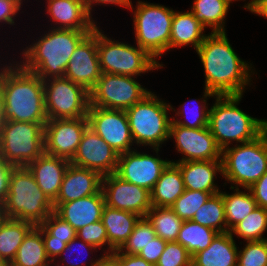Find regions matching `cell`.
Here are the masks:
<instances>
[{"label":"cell","instance_id":"obj_17","mask_svg":"<svg viewBox=\"0 0 267 266\" xmlns=\"http://www.w3.org/2000/svg\"><path fill=\"white\" fill-rule=\"evenodd\" d=\"M171 160L131 150L120 154L115 174L122 180L151 191Z\"/></svg>","mask_w":267,"mask_h":266},{"label":"cell","instance_id":"obj_32","mask_svg":"<svg viewBox=\"0 0 267 266\" xmlns=\"http://www.w3.org/2000/svg\"><path fill=\"white\" fill-rule=\"evenodd\" d=\"M230 189L234 193L229 194L221 191L225 205L227 232H230L235 225L245 219L258 206L249 188H245L247 192L240 191L239 188L235 187H230Z\"/></svg>","mask_w":267,"mask_h":266},{"label":"cell","instance_id":"obj_21","mask_svg":"<svg viewBox=\"0 0 267 266\" xmlns=\"http://www.w3.org/2000/svg\"><path fill=\"white\" fill-rule=\"evenodd\" d=\"M54 212L76 231L101 220L105 207L102 190L99 193L65 203H53Z\"/></svg>","mask_w":267,"mask_h":266},{"label":"cell","instance_id":"obj_31","mask_svg":"<svg viewBox=\"0 0 267 266\" xmlns=\"http://www.w3.org/2000/svg\"><path fill=\"white\" fill-rule=\"evenodd\" d=\"M191 12L205 28H212V33L225 32V20L230 8L228 0H194Z\"/></svg>","mask_w":267,"mask_h":266},{"label":"cell","instance_id":"obj_22","mask_svg":"<svg viewBox=\"0 0 267 266\" xmlns=\"http://www.w3.org/2000/svg\"><path fill=\"white\" fill-rule=\"evenodd\" d=\"M103 176L94 170L69 164L54 203H65L99 193Z\"/></svg>","mask_w":267,"mask_h":266},{"label":"cell","instance_id":"obj_36","mask_svg":"<svg viewBox=\"0 0 267 266\" xmlns=\"http://www.w3.org/2000/svg\"><path fill=\"white\" fill-rule=\"evenodd\" d=\"M267 230V209L257 206L245 219L235 225L230 233L246 242L267 240L264 233Z\"/></svg>","mask_w":267,"mask_h":266},{"label":"cell","instance_id":"obj_41","mask_svg":"<svg viewBox=\"0 0 267 266\" xmlns=\"http://www.w3.org/2000/svg\"><path fill=\"white\" fill-rule=\"evenodd\" d=\"M237 256V266H267V240L245 242Z\"/></svg>","mask_w":267,"mask_h":266},{"label":"cell","instance_id":"obj_30","mask_svg":"<svg viewBox=\"0 0 267 266\" xmlns=\"http://www.w3.org/2000/svg\"><path fill=\"white\" fill-rule=\"evenodd\" d=\"M11 266H52L45 252L41 225L34 226L18 248Z\"/></svg>","mask_w":267,"mask_h":266},{"label":"cell","instance_id":"obj_5","mask_svg":"<svg viewBox=\"0 0 267 266\" xmlns=\"http://www.w3.org/2000/svg\"><path fill=\"white\" fill-rule=\"evenodd\" d=\"M54 211L53 203L41 191L27 167H14L1 214L5 218L40 225Z\"/></svg>","mask_w":267,"mask_h":266},{"label":"cell","instance_id":"obj_54","mask_svg":"<svg viewBox=\"0 0 267 266\" xmlns=\"http://www.w3.org/2000/svg\"><path fill=\"white\" fill-rule=\"evenodd\" d=\"M5 122H6V119L4 116V101H3V96L0 90V134H1V130Z\"/></svg>","mask_w":267,"mask_h":266},{"label":"cell","instance_id":"obj_46","mask_svg":"<svg viewBox=\"0 0 267 266\" xmlns=\"http://www.w3.org/2000/svg\"><path fill=\"white\" fill-rule=\"evenodd\" d=\"M22 8L14 0H0V23L15 25V15ZM5 22V23H4Z\"/></svg>","mask_w":267,"mask_h":266},{"label":"cell","instance_id":"obj_11","mask_svg":"<svg viewBox=\"0 0 267 266\" xmlns=\"http://www.w3.org/2000/svg\"><path fill=\"white\" fill-rule=\"evenodd\" d=\"M137 77L102 73L89 91V107L124 110L143 100L151 91Z\"/></svg>","mask_w":267,"mask_h":266},{"label":"cell","instance_id":"obj_25","mask_svg":"<svg viewBox=\"0 0 267 266\" xmlns=\"http://www.w3.org/2000/svg\"><path fill=\"white\" fill-rule=\"evenodd\" d=\"M235 243L230 232L218 233L210 246L192 256V266H237Z\"/></svg>","mask_w":267,"mask_h":266},{"label":"cell","instance_id":"obj_56","mask_svg":"<svg viewBox=\"0 0 267 266\" xmlns=\"http://www.w3.org/2000/svg\"><path fill=\"white\" fill-rule=\"evenodd\" d=\"M262 133L264 134L266 142H267V122L265 123V125L262 129Z\"/></svg>","mask_w":267,"mask_h":266},{"label":"cell","instance_id":"obj_45","mask_svg":"<svg viewBox=\"0 0 267 266\" xmlns=\"http://www.w3.org/2000/svg\"><path fill=\"white\" fill-rule=\"evenodd\" d=\"M167 241L156 237L148 245H146L137 255L142 257L145 261L156 265L161 254L164 252Z\"/></svg>","mask_w":267,"mask_h":266},{"label":"cell","instance_id":"obj_49","mask_svg":"<svg viewBox=\"0 0 267 266\" xmlns=\"http://www.w3.org/2000/svg\"><path fill=\"white\" fill-rule=\"evenodd\" d=\"M44 244L47 257L52 263L57 260L56 258L60 256L67 245V243L58 240H44Z\"/></svg>","mask_w":267,"mask_h":266},{"label":"cell","instance_id":"obj_10","mask_svg":"<svg viewBox=\"0 0 267 266\" xmlns=\"http://www.w3.org/2000/svg\"><path fill=\"white\" fill-rule=\"evenodd\" d=\"M45 123L6 120L0 134V158L14 167H26L45 152Z\"/></svg>","mask_w":267,"mask_h":266},{"label":"cell","instance_id":"obj_35","mask_svg":"<svg viewBox=\"0 0 267 266\" xmlns=\"http://www.w3.org/2000/svg\"><path fill=\"white\" fill-rule=\"evenodd\" d=\"M192 221L219 233L227 232L222 193L211 195L206 203L194 214Z\"/></svg>","mask_w":267,"mask_h":266},{"label":"cell","instance_id":"obj_9","mask_svg":"<svg viewBox=\"0 0 267 266\" xmlns=\"http://www.w3.org/2000/svg\"><path fill=\"white\" fill-rule=\"evenodd\" d=\"M97 52L102 73L136 77L164 66L138 45L108 38L98 26Z\"/></svg>","mask_w":267,"mask_h":266},{"label":"cell","instance_id":"obj_51","mask_svg":"<svg viewBox=\"0 0 267 266\" xmlns=\"http://www.w3.org/2000/svg\"><path fill=\"white\" fill-rule=\"evenodd\" d=\"M98 266H122V253L116 250L112 254H102Z\"/></svg>","mask_w":267,"mask_h":266},{"label":"cell","instance_id":"obj_52","mask_svg":"<svg viewBox=\"0 0 267 266\" xmlns=\"http://www.w3.org/2000/svg\"><path fill=\"white\" fill-rule=\"evenodd\" d=\"M122 266H155L139 255L122 254Z\"/></svg>","mask_w":267,"mask_h":266},{"label":"cell","instance_id":"obj_57","mask_svg":"<svg viewBox=\"0 0 267 266\" xmlns=\"http://www.w3.org/2000/svg\"><path fill=\"white\" fill-rule=\"evenodd\" d=\"M17 4H19L20 6H22V2L23 0H14Z\"/></svg>","mask_w":267,"mask_h":266},{"label":"cell","instance_id":"obj_15","mask_svg":"<svg viewBox=\"0 0 267 266\" xmlns=\"http://www.w3.org/2000/svg\"><path fill=\"white\" fill-rule=\"evenodd\" d=\"M88 127L87 117L48 120L44 126L45 153L71 161Z\"/></svg>","mask_w":267,"mask_h":266},{"label":"cell","instance_id":"obj_48","mask_svg":"<svg viewBox=\"0 0 267 266\" xmlns=\"http://www.w3.org/2000/svg\"><path fill=\"white\" fill-rule=\"evenodd\" d=\"M14 166L0 158V206L5 202L9 190V181Z\"/></svg>","mask_w":267,"mask_h":266},{"label":"cell","instance_id":"obj_2","mask_svg":"<svg viewBox=\"0 0 267 266\" xmlns=\"http://www.w3.org/2000/svg\"><path fill=\"white\" fill-rule=\"evenodd\" d=\"M0 90L6 120L29 123L48 121L44 82L38 75L25 70L18 61L0 68Z\"/></svg>","mask_w":267,"mask_h":266},{"label":"cell","instance_id":"obj_34","mask_svg":"<svg viewBox=\"0 0 267 266\" xmlns=\"http://www.w3.org/2000/svg\"><path fill=\"white\" fill-rule=\"evenodd\" d=\"M151 223L156 235L167 242L177 240L183 224L171 207H152L145 216Z\"/></svg>","mask_w":267,"mask_h":266},{"label":"cell","instance_id":"obj_13","mask_svg":"<svg viewBox=\"0 0 267 266\" xmlns=\"http://www.w3.org/2000/svg\"><path fill=\"white\" fill-rule=\"evenodd\" d=\"M87 120L89 128L119 155L134 149L132 148L134 140L126 111L89 107Z\"/></svg>","mask_w":267,"mask_h":266},{"label":"cell","instance_id":"obj_59","mask_svg":"<svg viewBox=\"0 0 267 266\" xmlns=\"http://www.w3.org/2000/svg\"><path fill=\"white\" fill-rule=\"evenodd\" d=\"M230 3H232L233 1H239V0H228ZM243 1H245V0H243Z\"/></svg>","mask_w":267,"mask_h":266},{"label":"cell","instance_id":"obj_14","mask_svg":"<svg viewBox=\"0 0 267 266\" xmlns=\"http://www.w3.org/2000/svg\"><path fill=\"white\" fill-rule=\"evenodd\" d=\"M173 138L177 152L183 154L174 162L222 160V149L216 143L209 127L187 128L171 121L169 139Z\"/></svg>","mask_w":267,"mask_h":266},{"label":"cell","instance_id":"obj_3","mask_svg":"<svg viewBox=\"0 0 267 266\" xmlns=\"http://www.w3.org/2000/svg\"><path fill=\"white\" fill-rule=\"evenodd\" d=\"M91 32L51 28L23 49L19 64L42 80L64 77L75 48Z\"/></svg>","mask_w":267,"mask_h":266},{"label":"cell","instance_id":"obj_58","mask_svg":"<svg viewBox=\"0 0 267 266\" xmlns=\"http://www.w3.org/2000/svg\"><path fill=\"white\" fill-rule=\"evenodd\" d=\"M0 266H11V264H10V263H6V262H4V263L1 264Z\"/></svg>","mask_w":267,"mask_h":266},{"label":"cell","instance_id":"obj_19","mask_svg":"<svg viewBox=\"0 0 267 266\" xmlns=\"http://www.w3.org/2000/svg\"><path fill=\"white\" fill-rule=\"evenodd\" d=\"M119 154L89 127L85 130L71 164L99 172H116Z\"/></svg>","mask_w":267,"mask_h":266},{"label":"cell","instance_id":"obj_40","mask_svg":"<svg viewBox=\"0 0 267 266\" xmlns=\"http://www.w3.org/2000/svg\"><path fill=\"white\" fill-rule=\"evenodd\" d=\"M211 194L203 191L185 189L184 193L172 205L175 214L183 221L192 220L197 210L206 203Z\"/></svg>","mask_w":267,"mask_h":266},{"label":"cell","instance_id":"obj_16","mask_svg":"<svg viewBox=\"0 0 267 266\" xmlns=\"http://www.w3.org/2000/svg\"><path fill=\"white\" fill-rule=\"evenodd\" d=\"M102 192L105 205L145 217L152 208L150 191L144 187L126 182L115 173L104 175Z\"/></svg>","mask_w":267,"mask_h":266},{"label":"cell","instance_id":"obj_50","mask_svg":"<svg viewBox=\"0 0 267 266\" xmlns=\"http://www.w3.org/2000/svg\"><path fill=\"white\" fill-rule=\"evenodd\" d=\"M85 3L91 17H92L91 15L92 8L94 4L96 5L111 4L116 6L118 5L119 7L128 8L129 10L132 9V11L134 10L131 0H86Z\"/></svg>","mask_w":267,"mask_h":266},{"label":"cell","instance_id":"obj_55","mask_svg":"<svg viewBox=\"0 0 267 266\" xmlns=\"http://www.w3.org/2000/svg\"><path fill=\"white\" fill-rule=\"evenodd\" d=\"M259 0H251L249 2H247V4H245L243 6L244 9L249 10L250 12H252V10L254 9L255 4L258 2Z\"/></svg>","mask_w":267,"mask_h":266},{"label":"cell","instance_id":"obj_42","mask_svg":"<svg viewBox=\"0 0 267 266\" xmlns=\"http://www.w3.org/2000/svg\"><path fill=\"white\" fill-rule=\"evenodd\" d=\"M77 237L97 249H103L101 251H104V254H112L115 251L108 243L107 231L101 220L79 229ZM104 245L107 246V252L102 248Z\"/></svg>","mask_w":267,"mask_h":266},{"label":"cell","instance_id":"obj_1","mask_svg":"<svg viewBox=\"0 0 267 266\" xmlns=\"http://www.w3.org/2000/svg\"><path fill=\"white\" fill-rule=\"evenodd\" d=\"M196 52L204 68L205 89L216 95H243L251 85L253 66L240 59L226 32H211Z\"/></svg>","mask_w":267,"mask_h":266},{"label":"cell","instance_id":"obj_18","mask_svg":"<svg viewBox=\"0 0 267 266\" xmlns=\"http://www.w3.org/2000/svg\"><path fill=\"white\" fill-rule=\"evenodd\" d=\"M102 74L97 52V27L75 48L64 77L90 91Z\"/></svg>","mask_w":267,"mask_h":266},{"label":"cell","instance_id":"obj_26","mask_svg":"<svg viewBox=\"0 0 267 266\" xmlns=\"http://www.w3.org/2000/svg\"><path fill=\"white\" fill-rule=\"evenodd\" d=\"M203 32H205V27L195 19L191 11H174L169 50L177 47L180 49L190 44L197 50L207 36Z\"/></svg>","mask_w":267,"mask_h":266},{"label":"cell","instance_id":"obj_44","mask_svg":"<svg viewBox=\"0 0 267 266\" xmlns=\"http://www.w3.org/2000/svg\"><path fill=\"white\" fill-rule=\"evenodd\" d=\"M75 245H77L76 246V248H78L77 250H81V251H84V252H86L88 255H89V252H87L86 250H90L91 252H92V250H94V252H95V250H97V248L95 247V246H93V245H91V244H88V243H85L83 240H80L77 236L71 241V242H69L67 245H66V247H65V249L63 250V252L60 254V256H59V260H60V263H61V265H64V266H98V264H99V261H100V258L101 257H99L98 259H94V258H92V260L89 262V264L87 263V262H81V263H75L74 261L72 262L71 260L69 261L68 259H69V257L71 258V256H73L72 255V252H75V250H76V248H75ZM76 250V251H77ZM83 252V253H84ZM66 253L68 254V253H70V254H68V255H66ZM80 253V252H79ZM73 254H75V253H73ZM66 255V256H65ZM71 255V256H70ZM67 256H69L68 258H67ZM79 257L81 256V258H82V255L80 254V255H78ZM66 259V260H65ZM94 260V261H93ZM64 261V262H63ZM67 262V264H66V262ZM60 263L59 264H57V262L56 261H54L53 262V264L55 265V266H61L60 265ZM66 265H65V264ZM88 264V265H87Z\"/></svg>","mask_w":267,"mask_h":266},{"label":"cell","instance_id":"obj_53","mask_svg":"<svg viewBox=\"0 0 267 266\" xmlns=\"http://www.w3.org/2000/svg\"><path fill=\"white\" fill-rule=\"evenodd\" d=\"M252 13L267 19V0H259L252 10Z\"/></svg>","mask_w":267,"mask_h":266},{"label":"cell","instance_id":"obj_60","mask_svg":"<svg viewBox=\"0 0 267 266\" xmlns=\"http://www.w3.org/2000/svg\"><path fill=\"white\" fill-rule=\"evenodd\" d=\"M4 262L2 261V259L0 258V265L3 264Z\"/></svg>","mask_w":267,"mask_h":266},{"label":"cell","instance_id":"obj_27","mask_svg":"<svg viewBox=\"0 0 267 266\" xmlns=\"http://www.w3.org/2000/svg\"><path fill=\"white\" fill-rule=\"evenodd\" d=\"M140 218L135 213L105 205L101 221L107 231L108 243L115 251L127 241Z\"/></svg>","mask_w":267,"mask_h":266},{"label":"cell","instance_id":"obj_43","mask_svg":"<svg viewBox=\"0 0 267 266\" xmlns=\"http://www.w3.org/2000/svg\"><path fill=\"white\" fill-rule=\"evenodd\" d=\"M155 266H192V256L178 242H167Z\"/></svg>","mask_w":267,"mask_h":266},{"label":"cell","instance_id":"obj_29","mask_svg":"<svg viewBox=\"0 0 267 266\" xmlns=\"http://www.w3.org/2000/svg\"><path fill=\"white\" fill-rule=\"evenodd\" d=\"M34 227L27 221L13 218H0V258L11 263L25 236Z\"/></svg>","mask_w":267,"mask_h":266},{"label":"cell","instance_id":"obj_38","mask_svg":"<svg viewBox=\"0 0 267 266\" xmlns=\"http://www.w3.org/2000/svg\"><path fill=\"white\" fill-rule=\"evenodd\" d=\"M157 237L154 228L146 217H141L127 241L119 249L122 254L137 255Z\"/></svg>","mask_w":267,"mask_h":266},{"label":"cell","instance_id":"obj_23","mask_svg":"<svg viewBox=\"0 0 267 266\" xmlns=\"http://www.w3.org/2000/svg\"><path fill=\"white\" fill-rule=\"evenodd\" d=\"M69 164L70 161L65 158L44 152L26 167L33 174L41 191L54 203Z\"/></svg>","mask_w":267,"mask_h":266},{"label":"cell","instance_id":"obj_20","mask_svg":"<svg viewBox=\"0 0 267 266\" xmlns=\"http://www.w3.org/2000/svg\"><path fill=\"white\" fill-rule=\"evenodd\" d=\"M46 2V12L55 23L52 27L54 29L93 31L97 27L84 0H47Z\"/></svg>","mask_w":267,"mask_h":266},{"label":"cell","instance_id":"obj_4","mask_svg":"<svg viewBox=\"0 0 267 266\" xmlns=\"http://www.w3.org/2000/svg\"><path fill=\"white\" fill-rule=\"evenodd\" d=\"M242 95H216L215 103L209 108L208 127L218 146L223 150L232 141L247 143L262 134L267 122L257 119L239 109Z\"/></svg>","mask_w":267,"mask_h":266},{"label":"cell","instance_id":"obj_8","mask_svg":"<svg viewBox=\"0 0 267 266\" xmlns=\"http://www.w3.org/2000/svg\"><path fill=\"white\" fill-rule=\"evenodd\" d=\"M133 15L136 44L160 64L158 57L169 50L174 10L138 0Z\"/></svg>","mask_w":267,"mask_h":266},{"label":"cell","instance_id":"obj_37","mask_svg":"<svg viewBox=\"0 0 267 266\" xmlns=\"http://www.w3.org/2000/svg\"><path fill=\"white\" fill-rule=\"evenodd\" d=\"M207 97L215 98L216 94L214 92L204 88V95H203L201 101L199 100L200 105H198V108H196V110H195V108L194 109L192 108L191 110H187L188 108L184 109V108H186L185 107L186 106V102H185V103H183V105H181V107H182L181 110L179 109L175 113L176 114L175 117L182 116L184 118V121H182L181 119H178V118H175V119L172 118V121L177 125H181V126H184V127H187V128H191V129L207 127L208 126V120H209V109H208V104L206 103L207 102V100H206ZM193 102L194 103L195 102L198 103V100L194 99ZM194 103H192V104H194ZM186 117H188L189 119H187ZM185 118L187 120H185Z\"/></svg>","mask_w":267,"mask_h":266},{"label":"cell","instance_id":"obj_33","mask_svg":"<svg viewBox=\"0 0 267 266\" xmlns=\"http://www.w3.org/2000/svg\"><path fill=\"white\" fill-rule=\"evenodd\" d=\"M218 233L192 220L183 221L176 242L185 247L193 256L210 246Z\"/></svg>","mask_w":267,"mask_h":266},{"label":"cell","instance_id":"obj_7","mask_svg":"<svg viewBox=\"0 0 267 266\" xmlns=\"http://www.w3.org/2000/svg\"><path fill=\"white\" fill-rule=\"evenodd\" d=\"M222 177L235 188H250L267 171V142L262 133L255 140L222 150Z\"/></svg>","mask_w":267,"mask_h":266},{"label":"cell","instance_id":"obj_12","mask_svg":"<svg viewBox=\"0 0 267 266\" xmlns=\"http://www.w3.org/2000/svg\"><path fill=\"white\" fill-rule=\"evenodd\" d=\"M48 120L87 117L89 91L65 77L43 80Z\"/></svg>","mask_w":267,"mask_h":266},{"label":"cell","instance_id":"obj_47","mask_svg":"<svg viewBox=\"0 0 267 266\" xmlns=\"http://www.w3.org/2000/svg\"><path fill=\"white\" fill-rule=\"evenodd\" d=\"M254 200L259 207L267 209V171L250 188Z\"/></svg>","mask_w":267,"mask_h":266},{"label":"cell","instance_id":"obj_6","mask_svg":"<svg viewBox=\"0 0 267 266\" xmlns=\"http://www.w3.org/2000/svg\"><path fill=\"white\" fill-rule=\"evenodd\" d=\"M158 98L151 92L126 110L134 143L137 146H150L157 155L161 145L169 140L172 118L168 116V111H177Z\"/></svg>","mask_w":267,"mask_h":266},{"label":"cell","instance_id":"obj_28","mask_svg":"<svg viewBox=\"0 0 267 266\" xmlns=\"http://www.w3.org/2000/svg\"><path fill=\"white\" fill-rule=\"evenodd\" d=\"M184 191L181 171L170 163L150 191L152 207H172Z\"/></svg>","mask_w":267,"mask_h":266},{"label":"cell","instance_id":"obj_24","mask_svg":"<svg viewBox=\"0 0 267 266\" xmlns=\"http://www.w3.org/2000/svg\"><path fill=\"white\" fill-rule=\"evenodd\" d=\"M174 164L181 171L185 189L208 192L211 195L221 192L214 181L217 173L222 176V160L185 161Z\"/></svg>","mask_w":267,"mask_h":266},{"label":"cell","instance_id":"obj_39","mask_svg":"<svg viewBox=\"0 0 267 266\" xmlns=\"http://www.w3.org/2000/svg\"><path fill=\"white\" fill-rule=\"evenodd\" d=\"M40 225L43 240H58L68 244L77 236V231L54 211Z\"/></svg>","mask_w":267,"mask_h":266}]
</instances>
